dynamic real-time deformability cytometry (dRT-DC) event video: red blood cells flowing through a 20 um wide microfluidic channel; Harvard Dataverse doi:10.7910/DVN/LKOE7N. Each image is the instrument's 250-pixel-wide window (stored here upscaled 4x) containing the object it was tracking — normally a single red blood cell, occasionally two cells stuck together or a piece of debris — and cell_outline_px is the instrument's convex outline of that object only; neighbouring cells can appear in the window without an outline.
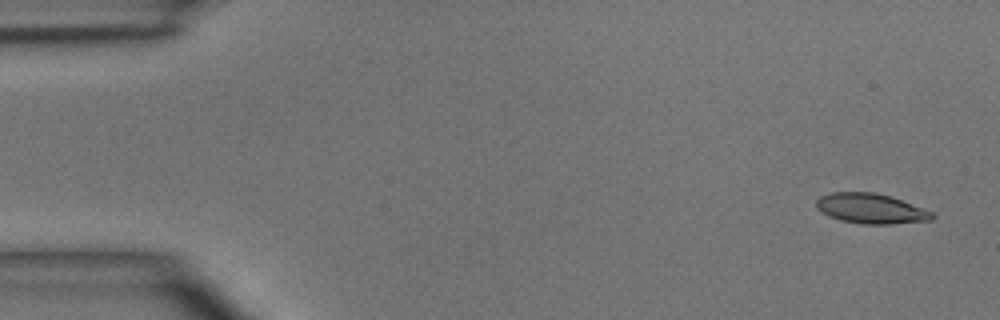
{"species": "common noctule bat (a hibernating species)", "species_latin": "Nyctalus noctula", "temperature_condition": "room temperature", "stored_images_in_passage": 5, "camera_frame_rate_fps": 3000, "um_per_image_px": 0.085, "animal": {"sex": "male", "body_mass_g": 15.6}, "frame": {"image": 1, "passage_image": 1, "time_ms": 0.0, "image_size_px": [1000, 320], "cell_outline_px": [[936, 216], [932, 220], [888, 224], [860, 224], [840, 220], [828, 216], [820, 212], [816, 208], [816, 200], [820, 196], [832, 192], [876, 192], [892, 196], [932, 212]], "centroid_in_image_um": [73.99, 17.72], "position_along_channel_um": 11.0, "area_um2": 20.46}}